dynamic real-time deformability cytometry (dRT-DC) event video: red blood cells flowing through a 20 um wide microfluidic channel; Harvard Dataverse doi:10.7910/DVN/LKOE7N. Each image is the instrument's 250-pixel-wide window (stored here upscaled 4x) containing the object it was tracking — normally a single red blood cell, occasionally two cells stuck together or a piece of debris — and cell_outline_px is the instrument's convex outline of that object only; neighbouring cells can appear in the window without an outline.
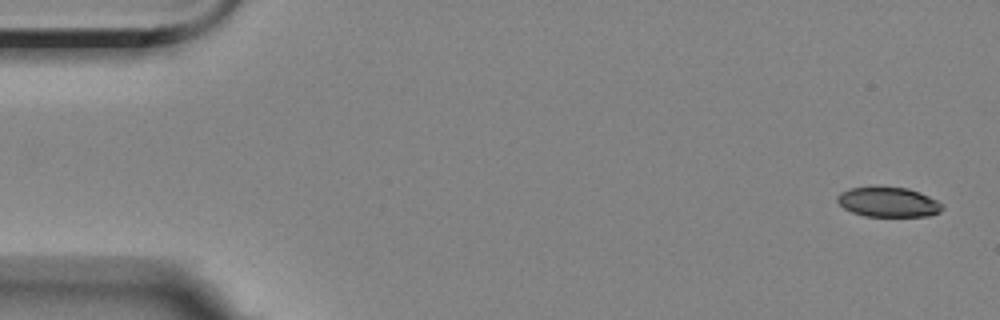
{"species": "Egyptian fruit bat (a non-hibernating species)", "species_latin": "Rousettus aegyptiacus", "temperature_condition": "room temperature", "stored_images_in_passage": 6, "camera_frame_rate_fps": 3000, "um_per_image_px": 0.085, "animal": {"sex": "female"}, "frame": {"image": 1, "passage_image": 1, "time_ms": 0.0, "image_size_px": [1000, 320], "cell_outline_px": [[944, 208], [940, 212], [928, 216], [864, 216], [852, 212], [844, 208], [836, 200], [836, 196], [840, 192], [852, 188], [880, 184], [908, 188], [920, 192], [944, 204]], "centroid_in_image_um": [75.5, 17.14], "position_along_channel_um": 9.5, "area_um2": 18.84}}